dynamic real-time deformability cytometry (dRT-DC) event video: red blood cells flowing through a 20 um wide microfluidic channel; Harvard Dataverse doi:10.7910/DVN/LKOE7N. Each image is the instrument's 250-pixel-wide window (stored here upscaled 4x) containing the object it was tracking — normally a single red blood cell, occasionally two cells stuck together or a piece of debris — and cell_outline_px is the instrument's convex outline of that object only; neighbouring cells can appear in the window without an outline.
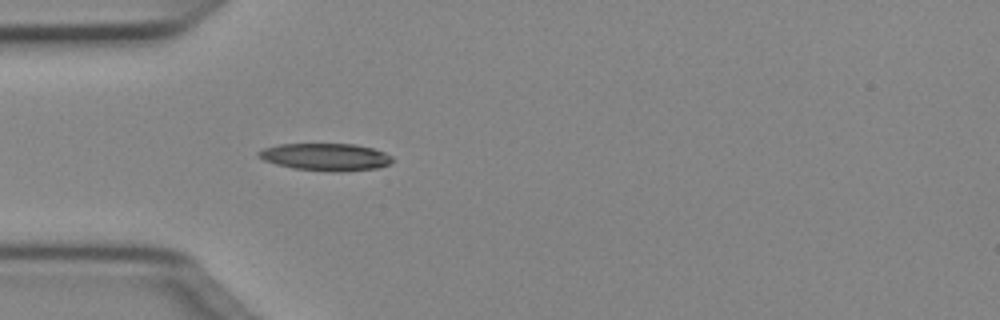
{"species": "Egyptian fruit bat (a non-hibernating species)", "species_latin": "Rousettus aegyptiacus", "temperature_condition": "cold", "stored_images_in_passage": 33, "camera_frame_rate_fps": 3000, "um_per_image_px": 0.085, "animal": {"sex": "female"}, "frame": {"image": 1, "passage_image": 1, "time_ms": 0.0, "image_size_px": [1000, 320], "cell_outline_px": [[392, 160], [388, 164], [380, 168], [340, 172], [332, 172], [292, 168], [276, 164], [264, 160], [256, 156], [256, 152], [264, 148], [280, 144], [352, 144], [372, 148], [384, 152], [392, 156]], "centroid_in_image_um": [27.66, 13.35], "position_along_channel_um": 57.3, "area_um2": 21.39}}
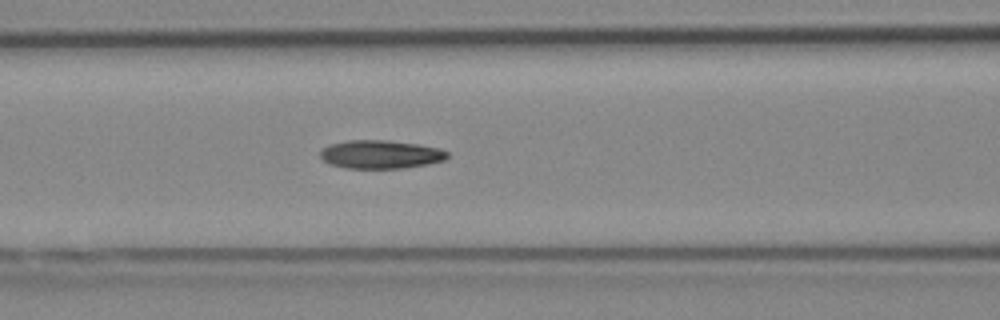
{"frame": {"image": 2, "passage_image": 7, "time_ms": 2.0, "image_size_px": [1000, 320], "cell_outline_px": [[448, 156], [444, 160], [428, 164], [404, 168], [344, 168], [332, 164], [324, 160], [320, 156], [320, 152], [324, 148], [332, 144], [348, 140], [388, 140], [416, 144], [440, 148], [448, 152]], "centroid_in_image_um": [32.38, 13.12], "position_along_channel_um": 134.2, "area_um2": 20.87}}
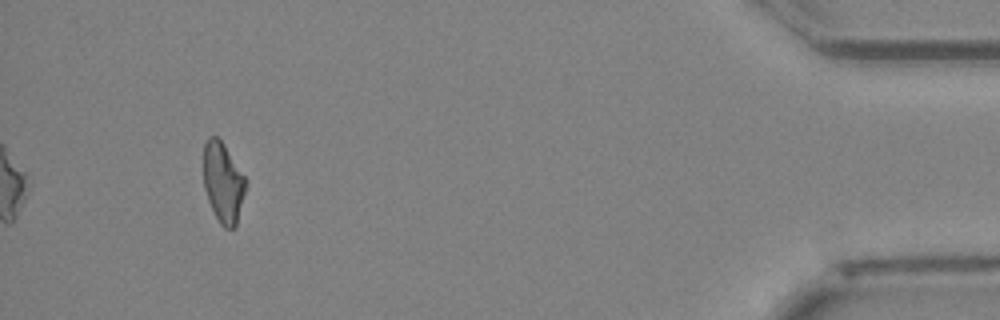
{"frame": {"image": 3, "passage_image": 33, "time_ms": 10.667, "image_size_px": [1000, 320], "cell_outline_px": [[248, 184], [236, 224], [232, 228], [224, 228], [220, 224], [208, 200], [204, 188], [204, 144], [208, 136], [216, 136], [224, 144], [244, 176]], "centroid_in_image_um": [18.97, 15.51], "position_along_channel_um": 416.2, "area_um2": 19.59}, "authors_computed_cell_mechanics": {"area_um2": 20.7502, "velocity_mm_per_s": 4.0547, "shape_relaxation_time_tau1_ms": 2.8743, "shape_relaxation_time_tau2_ms": 5.2636, "deformation_change_tau1": 0.1284, "deformation_change_tau2": 0.1488}}